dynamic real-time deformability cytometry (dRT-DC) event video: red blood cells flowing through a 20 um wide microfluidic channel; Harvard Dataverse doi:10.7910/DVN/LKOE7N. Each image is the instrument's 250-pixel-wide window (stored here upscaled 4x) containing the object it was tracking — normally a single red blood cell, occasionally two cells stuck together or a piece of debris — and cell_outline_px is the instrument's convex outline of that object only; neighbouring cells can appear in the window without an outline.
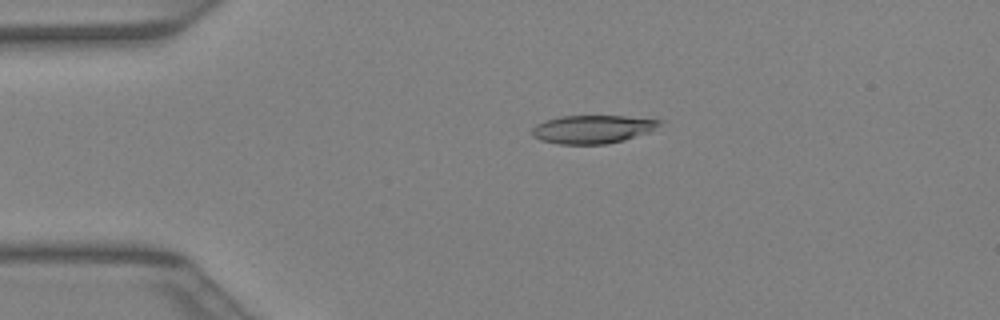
{"species": "Egyptian fruit bat (a non-hibernating species)", "species_latin": "Rousettus aegyptiacus", "temperature_condition": "warm", "stored_images_in_passage": 41, "camera_frame_rate_fps": 3000, "um_per_image_px": 0.085, "animal": {"sex": "female"}, "frame": {"image": 1, "passage_image": 9, "time_ms": 2.667, "image_size_px": [1000, 320], "cell_outline_px": [[664, 120], [660, 124], [648, 132], [624, 140], [604, 144], [560, 144], [540, 140], [532, 136], [532, 128], [536, 124], [544, 120], [560, 116], [624, 116]], "centroid_in_image_um": [50.33, 10.98], "position_along_channel_um": 34.7, "area_um2": 20.92}}
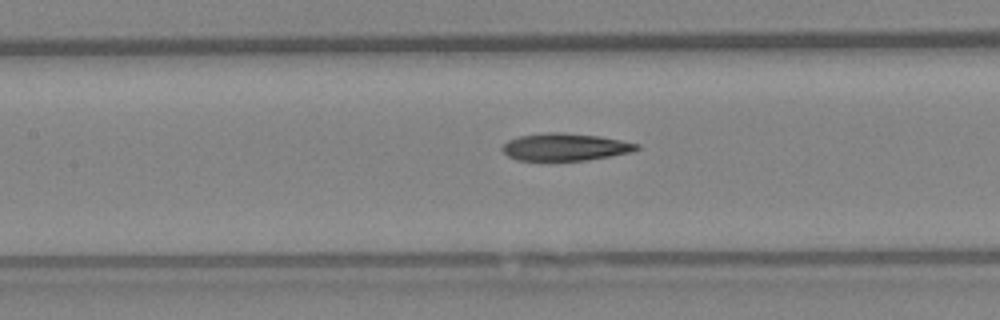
{"frame": {"image": 2, "passage_image": 19, "time_ms": 6.0, "image_size_px": [1000, 320], "cell_outline_px": [[640, 148], [632, 152], [612, 156], [588, 160], [516, 160], [508, 156], [500, 148], [508, 140], [520, 136], [544, 132], [564, 132], [600, 136], [640, 144]], "centroid_in_image_um": [48.05, 12.49], "position_along_channel_um": 159.3, "area_um2": 21.56}}
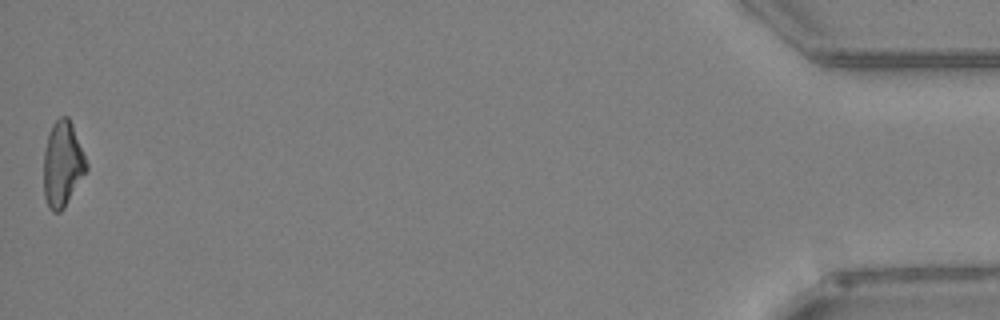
{"frame": {"image": 3, "passage_image": 41, "time_ms": 13.333, "image_size_px": [1000, 320], "cell_outline_px": [[88, 168], [64, 208], [60, 212], [52, 212], [48, 208], [44, 196], [44, 152], [48, 132], [52, 124], [60, 116], [68, 116], [72, 124], [88, 164]], "centroid_in_image_um": [5.3, 13.95], "position_along_channel_um": 429.9, "area_um2": 21.27}}